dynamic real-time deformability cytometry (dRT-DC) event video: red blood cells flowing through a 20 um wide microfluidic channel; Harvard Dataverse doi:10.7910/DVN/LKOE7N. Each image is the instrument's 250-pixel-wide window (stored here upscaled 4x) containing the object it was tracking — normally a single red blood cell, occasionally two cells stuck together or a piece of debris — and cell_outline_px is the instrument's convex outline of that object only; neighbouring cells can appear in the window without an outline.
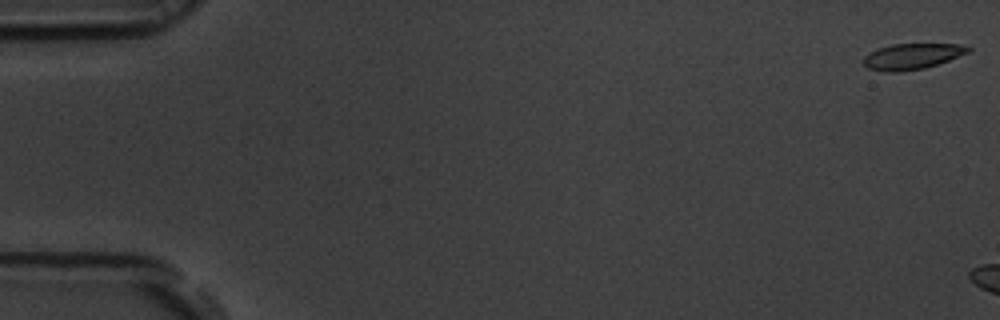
{"species": "common noctule bat (a hibernating species)", "species_latin": "Nyctalus noctula", "temperature_condition": "room temperature", "stored_images_in_passage": 5, "camera_frame_rate_fps": 3000, "um_per_image_px": 0.085, "animal": {"sex": "male", "body_mass_g": 19.5, "forearm_length_mm": 54.6}, "frame": {"image": 1, "passage_image": 1, "time_ms": 0.0, "image_size_px": [1000, 320], "cell_outline_px": [[972, 48], [968, 52], [948, 60], [924, 68], [900, 72], [888, 72], [868, 68], [864, 64], [864, 56], [880, 48], [892, 44], [964, 44]], "centroid_in_image_um": [77.54, 4.79], "position_along_channel_um": 7.5, "area_um2": 15.49}}